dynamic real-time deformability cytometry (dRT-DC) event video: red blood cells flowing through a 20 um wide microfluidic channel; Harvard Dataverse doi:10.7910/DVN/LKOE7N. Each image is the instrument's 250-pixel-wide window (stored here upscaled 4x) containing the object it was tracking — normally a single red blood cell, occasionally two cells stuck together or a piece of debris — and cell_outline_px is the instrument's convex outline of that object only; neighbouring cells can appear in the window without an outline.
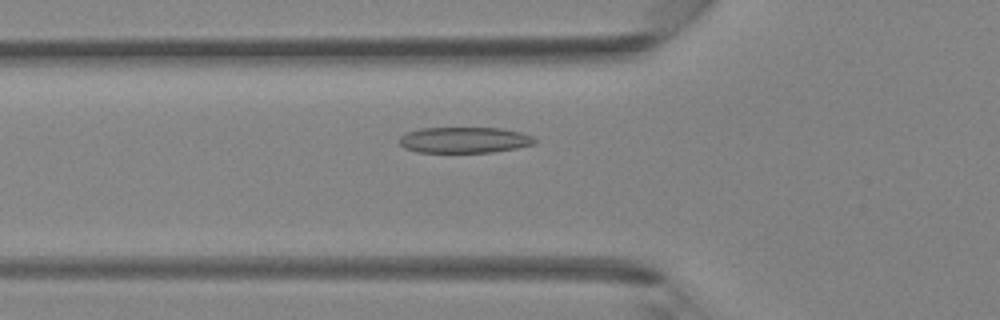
{"species": "Egyptian fruit bat (a non-hibernating species)", "species_latin": "Rousettus aegyptiacus", "temperature_condition": "room temperature", "stored_images_in_passage": 41, "camera_frame_rate_fps": 3000, "um_per_image_px": 0.085, "animal": {"sex": "female"}, "frame": {"image": 1, "passage_image": 15, "time_ms": 4.667, "image_size_px": [1000, 320], "cell_outline_px": [[536, 144], [516, 148], [492, 152], [416, 152], [404, 148], [400, 144], [400, 136], [404, 132], [420, 128], [500, 128], [520, 132], [532, 136], [536, 140]], "centroid_in_image_um": [39.44, 11.9], "position_along_channel_um": 86.4, "area_um2": 20.52}}
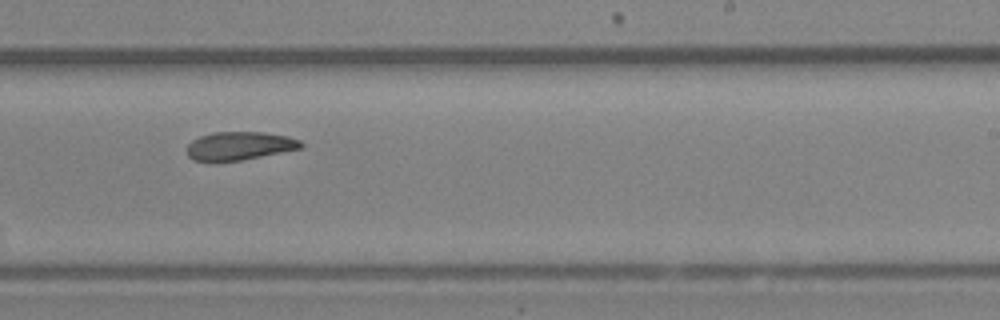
{"frame": {"image": 2, "passage_image": 26, "time_ms": 8.333, "image_size_px": [1000, 320], "cell_outline_px": [[304, 144], [300, 148], [240, 160], [212, 164], [192, 160], [188, 156], [188, 144], [192, 140], [200, 136], [212, 132], [264, 132], [288, 136], [300, 140]], "centroid_in_image_um": [20.28, 12.42], "position_along_channel_um": 268.7, "area_um2": 19.13}}
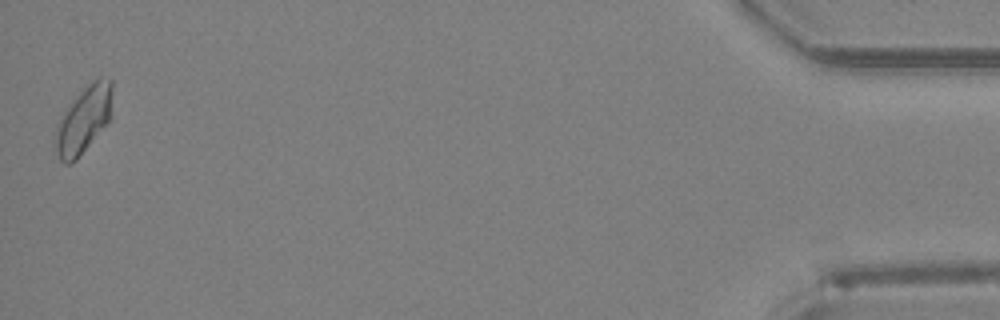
{"frame": {"image": 3, "passage_image": 41, "time_ms": 13.333, "image_size_px": [1000, 320], "cell_outline_px": [[112, 92], [108, 120], [76, 160], [72, 164], [64, 164], [60, 160], [56, 152], [52, 140], [56, 124], [68, 104], [92, 80], [112, 80]], "centroid_in_image_um": [7.01, 10.23], "position_along_channel_um": 428.2, "area_um2": 21.79}}